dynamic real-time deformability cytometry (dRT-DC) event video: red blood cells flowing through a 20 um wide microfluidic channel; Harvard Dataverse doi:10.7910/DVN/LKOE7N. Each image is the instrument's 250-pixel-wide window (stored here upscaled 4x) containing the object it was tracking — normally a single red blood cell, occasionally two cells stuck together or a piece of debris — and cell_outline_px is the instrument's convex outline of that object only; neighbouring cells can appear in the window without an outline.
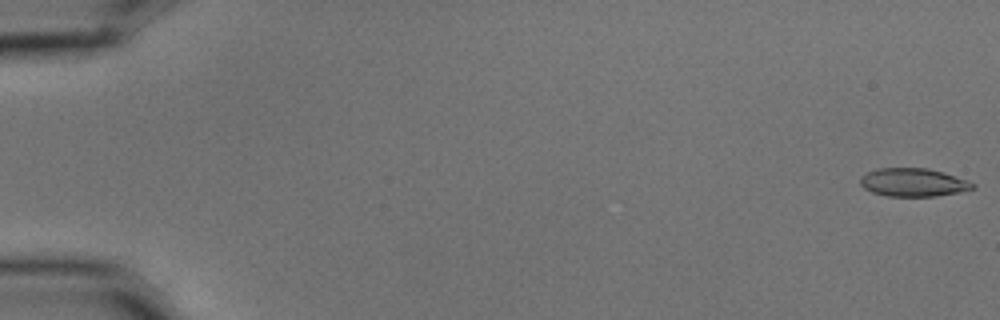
{"species": "common noctule bat (a hibernating species)", "species_latin": "Nyctalus noctula", "temperature_condition": "cold", "stored_images_in_passage": 57, "camera_frame_rate_fps": 3000, "um_per_image_px": 0.085, "animal": {"sex": "male", "body_mass_g": 15.6}, "frame": {"image": 1, "passage_image": 1, "time_ms": 0.0, "image_size_px": [1000, 320], "cell_outline_px": [[976, 188], [936, 196], [888, 196], [872, 192], [864, 188], [860, 184], [860, 176], [876, 168], [928, 168], [944, 172], [968, 180], [976, 184]], "centroid_in_image_um": [77.63, 15.49], "position_along_channel_um": 7.4, "area_um2": 18.55}}
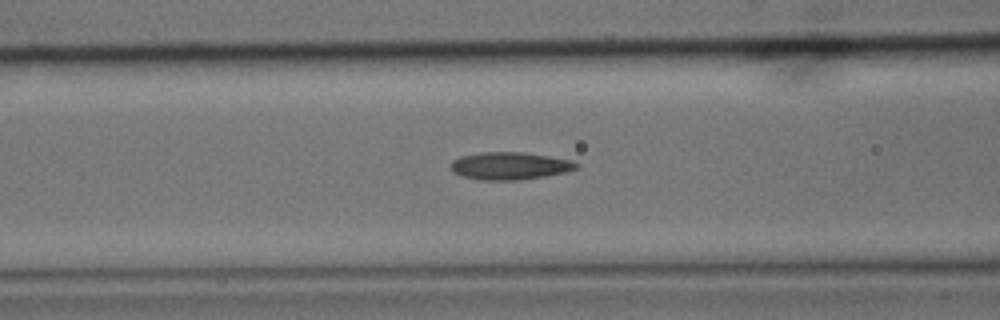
{"frame": {"image": 2, "passage_image": 24, "time_ms": 7.667, "image_size_px": [1000, 320], "cell_outline_px": [[580, 164], [576, 168], [564, 172], [544, 176], [520, 180], [480, 180], [460, 176], [452, 172], [452, 160], [460, 156], [480, 152], [524, 152], [572, 160]], "centroid_in_image_um": [43.3, 14.1], "position_along_channel_um": 123.3, "area_um2": 20.17}}
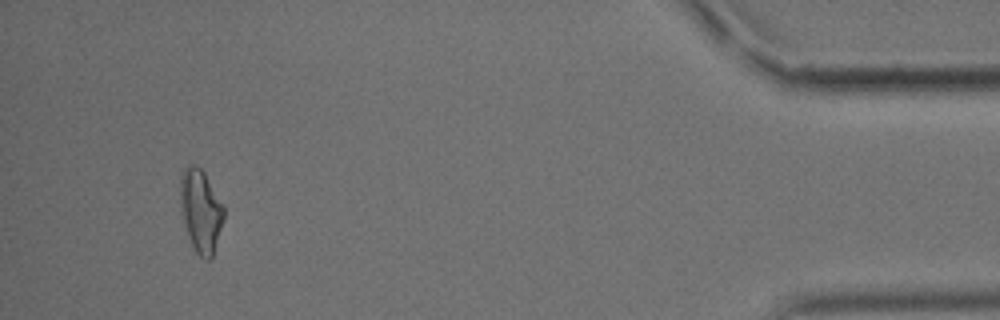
{"frame": {"image": 3, "passage_image": 54, "time_ms": 17.667, "image_size_px": [1000, 320], "cell_outline_px": [[224, 220], [212, 260], [204, 260], [192, 248], [180, 212], [180, 172], [188, 164], [196, 164], [204, 172], [224, 208]], "centroid_in_image_um": [17.04, 17.94], "position_along_channel_um": 418.2, "area_um2": 21.44}, "authors_computed_cell_mechanics": {"area_um2": 19.2474, "velocity_mm_per_s": 3.5719, "shape_relaxation_time_tau1_ms": 7.9274, "shape_relaxation_time_tau2_ms": 2.8015, "deformation_change_tau1": 0.1878, "deformation_change_tau2": 0.1109}}